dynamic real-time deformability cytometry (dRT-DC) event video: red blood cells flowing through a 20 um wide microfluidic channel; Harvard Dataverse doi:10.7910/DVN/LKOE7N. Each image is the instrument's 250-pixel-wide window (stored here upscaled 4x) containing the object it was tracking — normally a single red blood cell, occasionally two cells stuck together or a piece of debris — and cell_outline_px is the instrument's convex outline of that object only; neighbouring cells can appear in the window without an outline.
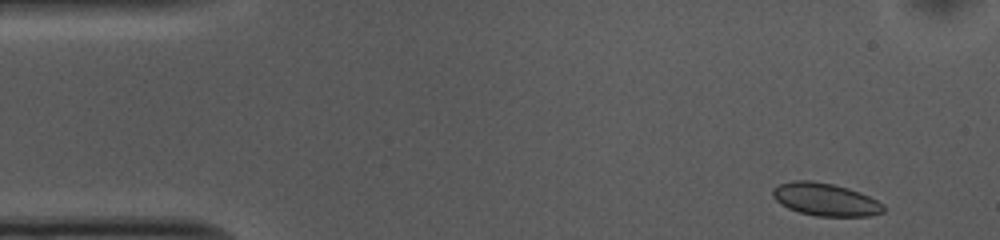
{"species": "common noctule bat (a hibernating species)", "species_latin": "Nyctalus noctula", "temperature_condition": "cold", "stored_images_in_passage": 50, "camera_frame_rate_fps": 3000, "um_per_image_px": 0.085, "animal": {"sex": "female", "body_mass_g": 10.0, "forearm_length_mm": 53.1}, "frame": {"image": 1, "passage_image": 1, "time_ms": 0.0, "image_size_px": [1000, 240], "cell_outline_px": [[884, 212], [868, 216], [816, 216], [800, 212], [788, 208], [780, 204], [772, 196], [772, 188], [780, 184], [792, 180], [812, 180], [832, 184], [848, 188], [860, 192], [884, 204]], "centroid_in_image_um": [70.13, 16.95], "position_along_channel_um": 14.9, "area_um2": 21.15}}
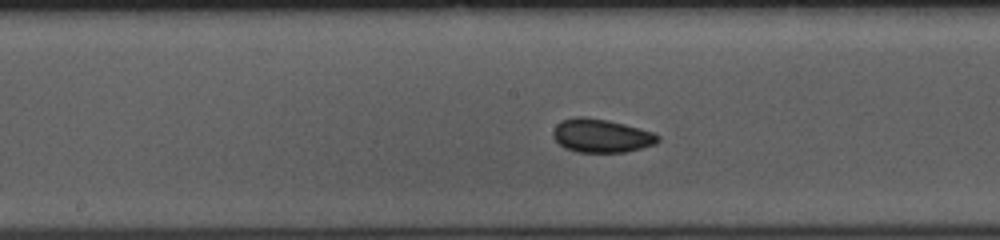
{"frame": {"image": 2, "passage_image": 23, "time_ms": 7.333, "image_size_px": [1000, 240], "cell_outline_px": [[660, 140], [656, 144], [624, 152], [576, 152], [564, 148], [552, 136], [552, 132], [556, 124], [560, 120], [576, 116], [584, 116], [608, 120], [640, 128], [652, 132], [660, 136]], "centroid_in_image_um": [51.08, 11.52], "position_along_channel_um": 197.1, "area_um2": 20.63}}
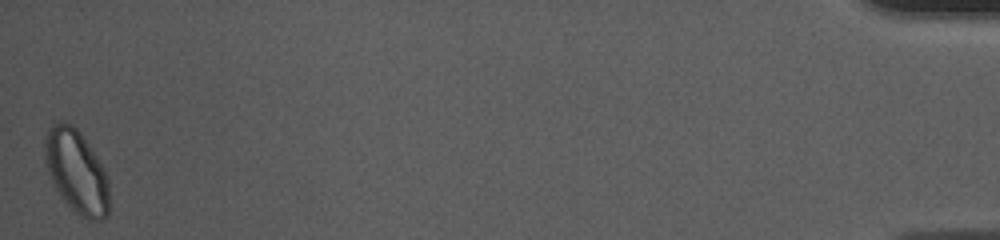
{"frame": {"image": 3, "passage_image": 50, "time_ms": 16.333, "image_size_px": [1000, 240], "cell_outline_px": [[108, 216], [100, 220], [88, 220], [80, 216], [60, 196], [48, 172], [44, 160], [44, 136], [48, 128], [52, 124], [60, 120], [72, 124], [80, 132], [104, 168], [108, 180]], "centroid_in_image_um": [6.48, 14.55], "position_along_channel_um": 428.7, "area_um2": 31.27}, "authors_computed_cell_mechanics": {"area_um2": 20.5479, "velocity_mm_per_s": 3.6651, "shape_relaxation_time_tau1_ms": 4.0662, "shape_relaxation_time_tau2_ms": 2.3847, "deformation_change_tau1": 0.0531, "deformation_change_tau2": 0.0474}}